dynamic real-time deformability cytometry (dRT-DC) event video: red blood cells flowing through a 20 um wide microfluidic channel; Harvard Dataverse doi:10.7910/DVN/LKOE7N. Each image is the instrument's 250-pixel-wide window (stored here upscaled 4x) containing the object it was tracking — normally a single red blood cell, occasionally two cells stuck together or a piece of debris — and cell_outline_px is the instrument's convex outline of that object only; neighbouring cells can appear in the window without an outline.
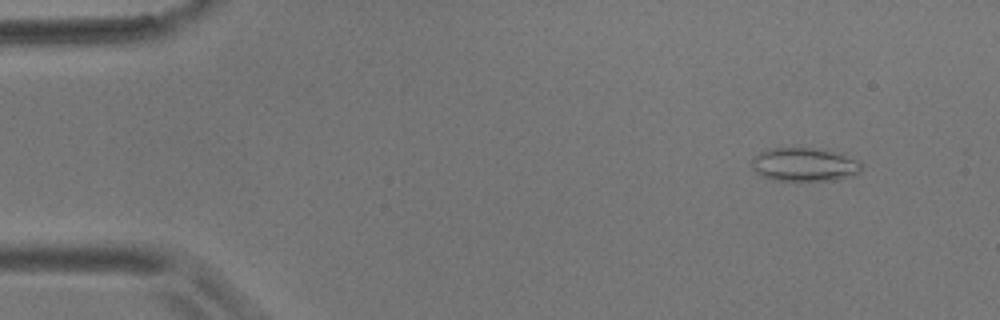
{"species": "common noctule bat (a hibernating species)", "species_latin": "Nyctalus noctula", "temperature_condition": "room temperature", "stored_images_in_passage": 5, "camera_frame_rate_fps": 3000, "um_per_image_px": 0.085, "animal": {"sex": "male", "body_mass_g": 17.9}, "frame": {"image": 1, "passage_image": 2, "time_ms": 1.0, "image_size_px": [1000, 320], "cell_outline_px": [[864, 168], [860, 172], [852, 176], [836, 180], [772, 180], [760, 176], [752, 168], [752, 156], [768, 148], [828, 148], [844, 152], [860, 160], [864, 164]], "centroid_in_image_um": [68.46, 13.96], "position_along_channel_um": 16.5, "area_um2": 22.37}}